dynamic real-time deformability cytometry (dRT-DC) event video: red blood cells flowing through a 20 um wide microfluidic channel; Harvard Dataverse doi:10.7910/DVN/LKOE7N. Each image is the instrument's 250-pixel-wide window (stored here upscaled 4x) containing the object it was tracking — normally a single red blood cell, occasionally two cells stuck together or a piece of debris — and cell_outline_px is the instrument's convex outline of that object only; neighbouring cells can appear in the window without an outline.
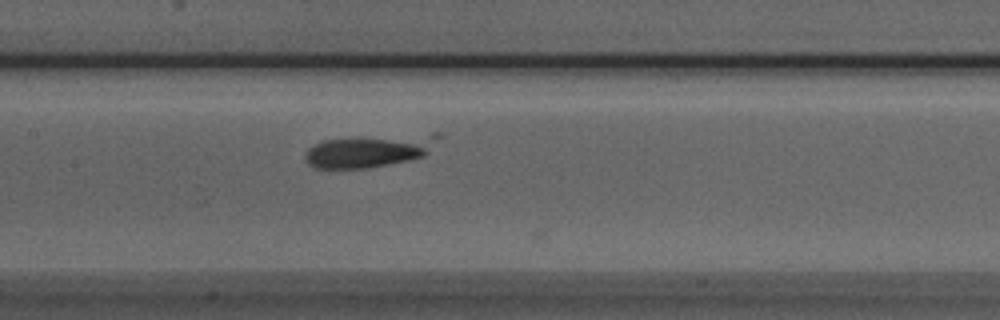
{"species": "Egyptian fruit bat (a non-hibernating species)", "species_latin": "Rousettus aegyptiacus", "temperature_condition": "room temperature", "stored_images_in_passage": 11, "camera_frame_rate_fps": 3000, "um_per_image_px": 0.085, "animal": {"sex": "male"}, "frame": {"image": 1, "passage_image": 10, "time_ms": 3.0, "image_size_px": [1000, 320], "cell_outline_px": [[444, 136], [424, 156], [408, 160], [368, 168], [312, 168], [308, 164], [304, 156], [304, 152], [312, 144], [324, 140], [432, 132], [444, 132]], "centroid_in_image_um": [31.48, 12.79], "position_along_channel_um": 175.9, "area_um2": 25.72}}